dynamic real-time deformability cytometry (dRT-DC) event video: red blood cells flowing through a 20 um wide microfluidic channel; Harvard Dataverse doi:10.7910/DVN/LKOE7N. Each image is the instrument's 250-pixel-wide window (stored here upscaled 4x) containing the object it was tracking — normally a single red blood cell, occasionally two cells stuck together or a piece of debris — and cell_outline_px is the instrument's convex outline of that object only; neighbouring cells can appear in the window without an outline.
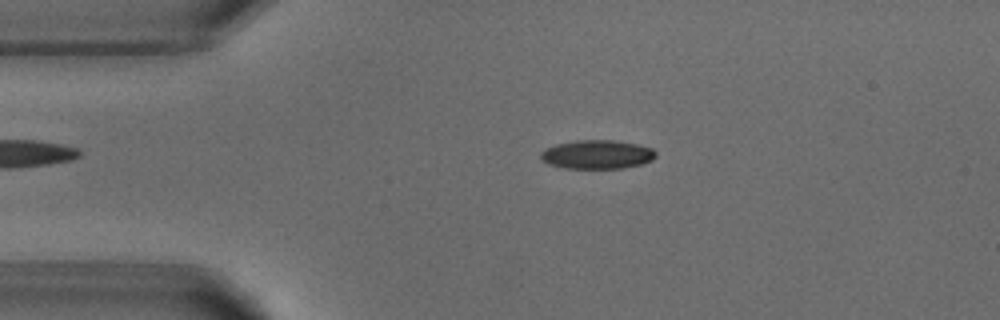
{"species": "common noctule bat (a hibernating species)", "species_latin": "Nyctalus noctula", "temperature_condition": "warm", "stored_images_in_passage": 51, "camera_frame_rate_fps": 3000, "um_per_image_px": 0.085, "animal": {"sex": "male", "body_mass_g": 18.8}, "frame": {"image": 1, "passage_image": 10, "time_ms": 3.0, "image_size_px": [1000, 320], "cell_outline_px": [[656, 156], [652, 160], [640, 164], [624, 168], [564, 168], [548, 164], [540, 156], [540, 152], [544, 148], [556, 144], [576, 140], [616, 140], [636, 144], [652, 148], [656, 152]], "centroid_in_image_um": [50.74, 13.12], "position_along_channel_um": 34.3, "area_um2": 19.36}}
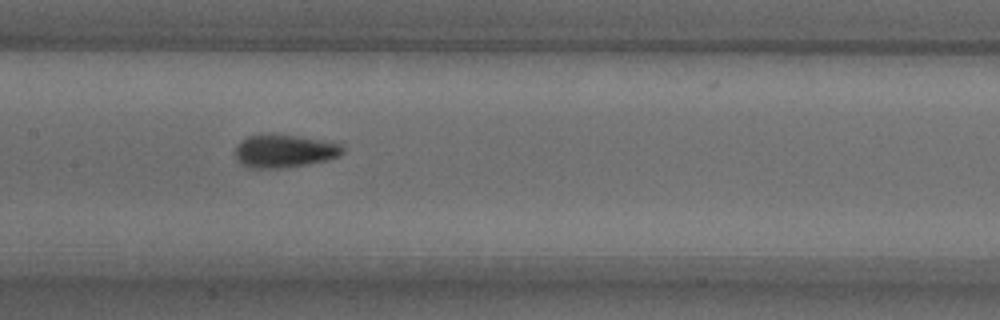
{"frame": {"image": 2, "passage_image": 24, "time_ms": 7.667, "image_size_px": [1000, 320], "cell_outline_px": [[344, 152], [340, 156], [308, 164], [288, 168], [248, 168], [240, 164], [236, 160], [232, 152], [236, 144], [248, 136], [268, 132], [296, 136], [344, 144]], "centroid_in_image_um": [24.1, 12.83], "position_along_channel_um": 183.3, "area_um2": 21.33}}
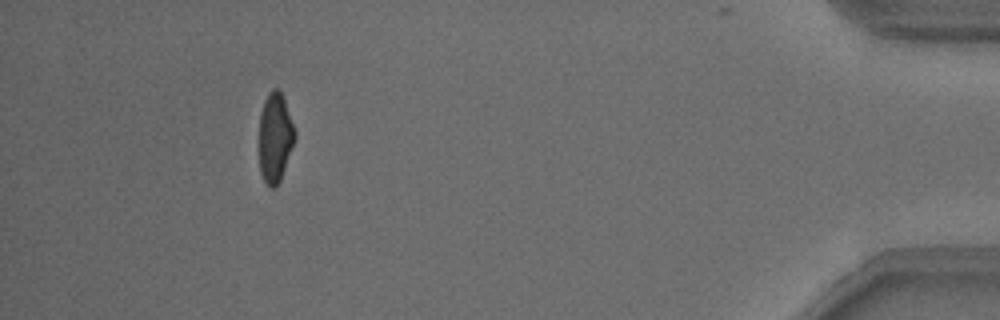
{"frame": {"image": 3, "passage_image": 47, "time_ms": 15.333, "image_size_px": [1000, 320], "cell_outline_px": [[296, 136], [280, 180], [272, 188], [264, 184], [260, 172], [260, 112], [264, 100], [268, 92], [272, 88], [276, 88], [280, 92], [284, 100], [296, 132]], "centroid_in_image_um": [23.37, 11.68], "position_along_channel_um": 411.8, "area_um2": 18.38}, "authors_computed_cell_mechanics": {"area_um2": 19.7098, "velocity_mm_per_s": 3.849, "shape_relaxation_time_tau1_ms": 3.1998, "shape_relaxation_time_tau2_ms": 1.1792, "deformation_change_tau1": 0.1375, "deformation_change_tau2": 0.0553}}